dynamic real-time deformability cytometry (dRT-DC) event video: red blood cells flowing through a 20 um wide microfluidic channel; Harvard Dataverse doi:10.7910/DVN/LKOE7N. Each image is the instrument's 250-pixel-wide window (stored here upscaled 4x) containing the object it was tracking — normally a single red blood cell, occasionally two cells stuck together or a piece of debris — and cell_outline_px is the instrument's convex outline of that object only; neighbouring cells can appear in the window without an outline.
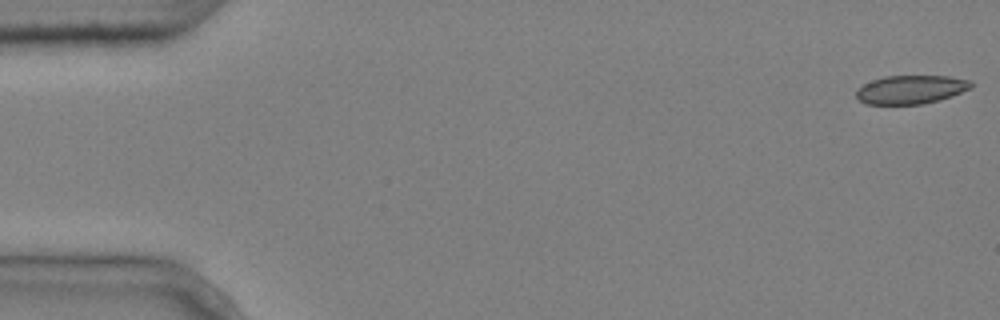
{"species": "common noctule bat (a hibernating species)", "species_latin": "Nyctalus noctula", "temperature_condition": "cold", "stored_images_in_passage": 5, "camera_frame_rate_fps": 3000, "um_per_image_px": 0.085, "animal": {"sex": "male", "body_mass_g": 20.4}, "frame": {"image": 1, "passage_image": 1, "time_ms": 0.0, "image_size_px": [1000, 320], "cell_outline_px": [[972, 88], [952, 96], [940, 100], [924, 104], [864, 104], [856, 96], [856, 88], [872, 80], [884, 76], [948, 76], [972, 80]], "centroid_in_image_um": [77.44, 7.61], "position_along_channel_um": 7.6, "area_um2": 19.31}}
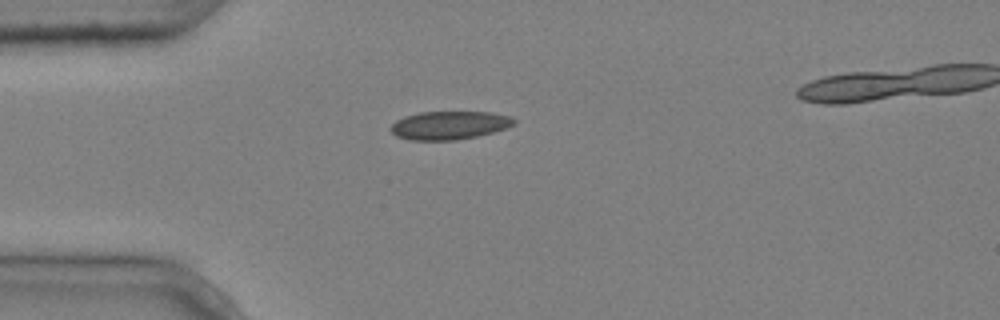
{"frame": {"image": 2, "passage_image": 4, "time_ms": 1.0, "image_size_px": [1000, 320], "cell_outline_px": [[516, 124], [508, 128], [476, 136], [456, 140], [408, 140], [396, 136], [388, 128], [396, 120], [404, 116], [420, 112], [492, 112], [512, 116], [516, 120]], "centroid_in_image_um": [38.21, 10.64], "position_along_channel_um": 46.8, "area_um2": 20.58}}